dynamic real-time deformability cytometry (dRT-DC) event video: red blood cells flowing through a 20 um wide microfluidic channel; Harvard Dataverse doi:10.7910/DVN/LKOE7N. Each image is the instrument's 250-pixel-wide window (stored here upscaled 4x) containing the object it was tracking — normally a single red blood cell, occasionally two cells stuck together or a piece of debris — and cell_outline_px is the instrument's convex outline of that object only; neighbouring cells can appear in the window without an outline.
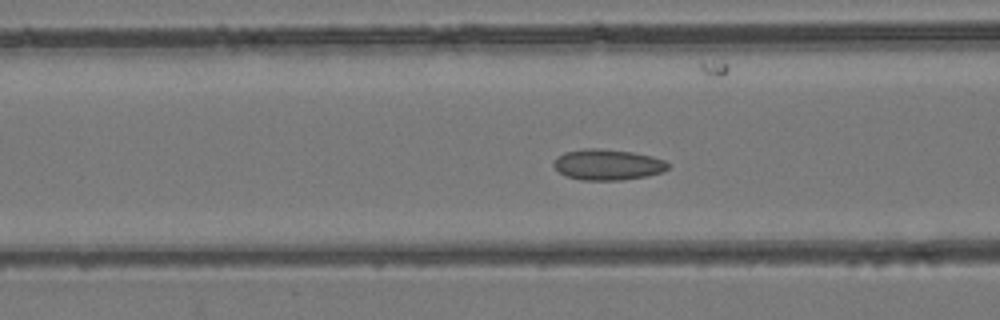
{"species": "common noctule bat (a hibernating species)", "species_latin": "Nyctalus noctula", "temperature_condition": "room temperature", "stored_images_in_passage": 51, "segment_of_instrument_passage": [1, 2], "camera_frame_rate_fps": 3000, "um_per_image_px": 0.085, "animal": {"sex": "female", "body_mass_g": 24.6, "forearm_length_mm": 56.2}, "frame": {"image": 1, "passage_image": 20, "time_ms": 6.333, "image_size_px": [1000, 320], "cell_outline_px": [[668, 168], [660, 172], [648, 176], [620, 180], [580, 180], [568, 176], [560, 172], [552, 164], [564, 152], [584, 148], [600, 148], [632, 152], [652, 156], [664, 160], [668, 164]], "centroid_in_image_um": [51.65, 13.99], "position_along_channel_um": 114.9, "area_um2": 20.35}}
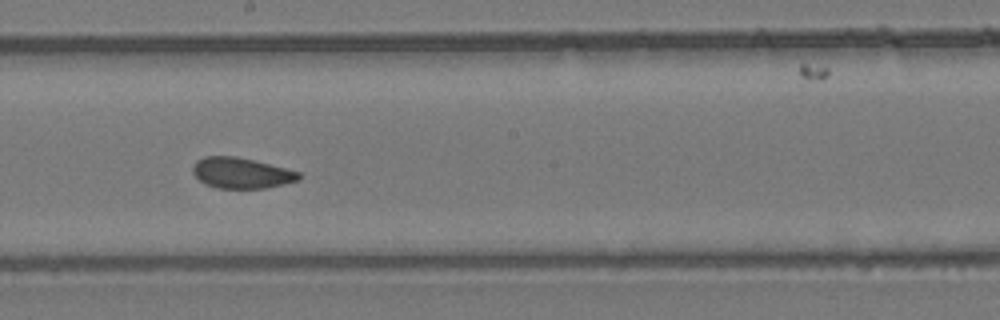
{"frame": {"image": 2, "passage_image": 28, "time_ms": 9.0, "image_size_px": [1000, 320], "cell_outline_px": [[300, 180], [264, 188], [216, 188], [204, 184], [192, 172], [192, 168], [196, 160], [204, 156], [236, 156], [300, 172]], "centroid_in_image_um": [20.47, 14.7], "position_along_channel_um": 227.7, "area_um2": 18.84}}
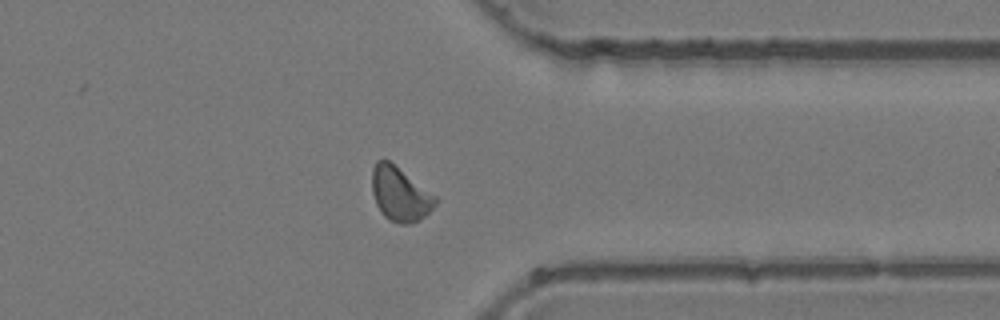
{"frame": {"image": 3, "passage_image": 39, "time_ms": 12.667, "image_size_px": [1000, 320], "cell_outline_px": [[436, 204], [424, 216], [412, 224], [400, 224], [388, 220], [380, 212], [376, 204], [372, 192], [372, 168], [376, 160], [388, 160], [436, 196]], "centroid_in_image_um": [33.96, 16.51], "position_along_channel_um": 377.4, "area_um2": 19.83}}